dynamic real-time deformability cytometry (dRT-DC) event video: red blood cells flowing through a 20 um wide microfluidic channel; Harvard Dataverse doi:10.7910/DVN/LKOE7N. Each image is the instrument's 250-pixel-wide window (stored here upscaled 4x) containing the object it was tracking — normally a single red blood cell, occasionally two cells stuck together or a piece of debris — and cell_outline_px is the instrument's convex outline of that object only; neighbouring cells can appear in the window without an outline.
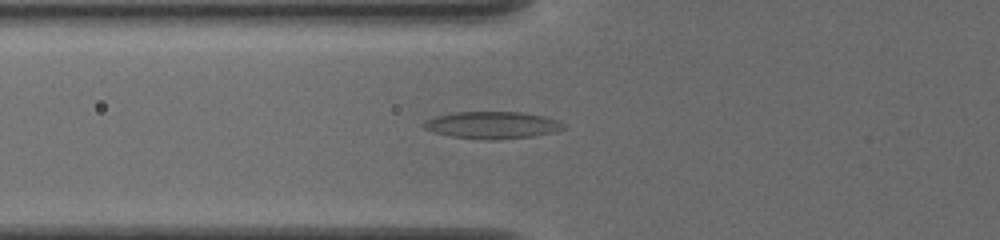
{"species": "common noctule bat (a hibernating species)", "species_latin": "Nyctalus noctula", "temperature_condition": "cold", "stored_images_in_passage": 48, "camera_frame_rate_fps": 3000, "um_per_image_px": 0.085, "animal": {"sex": "female", "body_mass_g": 19.5, "forearm_length_mm": 54.1}, "frame": {"image": 1, "passage_image": 15, "time_ms": 4.667, "image_size_px": [1000, 240], "cell_outline_px": [[568, 128], [552, 132], [532, 136], [492, 140], [480, 140], [452, 136], [432, 132], [424, 128], [420, 124], [424, 120], [436, 116], [456, 112], [520, 112], [544, 116], [556, 120], [564, 124]], "centroid_in_image_um": [41.8, 10.63], "position_along_channel_um": 84.0, "area_um2": 22.14}}
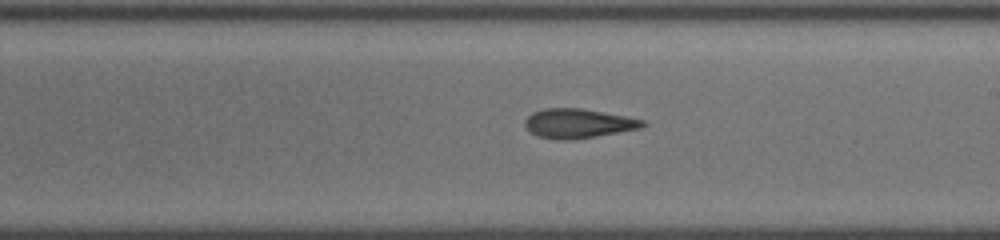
{"frame": {"image": 2, "passage_image": 27, "time_ms": 8.667, "image_size_px": [1000, 240], "cell_outline_px": [[648, 124], [640, 128], [596, 136], [572, 140], [556, 140], [536, 136], [528, 132], [524, 124], [524, 120], [532, 112], [544, 108], [584, 108], [644, 120]], "centroid_in_image_um": [49.08, 10.49], "position_along_channel_um": 239.9, "area_um2": 20.35}}
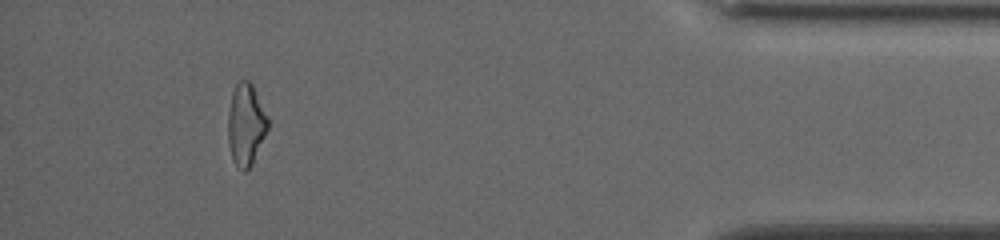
{"frame": {"image": 3, "passage_image": 44, "time_ms": 14.333, "image_size_px": [1000, 240], "cell_outline_px": [[268, 128], [252, 164], [244, 172], [232, 160], [228, 144], [228, 112], [232, 92], [236, 84], [240, 80], [248, 80], [252, 84], [268, 116]], "centroid_in_image_um": [20.89, 10.57], "position_along_channel_um": 414.3, "area_um2": 18.96}, "authors_computed_cell_mechanics": {"area_um2": 19.9699, "velocity_mm_per_s": 3.889, "shape_relaxation_time_tau1_ms": null, "shape_relaxation_time_tau2_ms": 6.5191, "deformation_change_tau1": null, "deformation_change_tau2": 0.2019}}